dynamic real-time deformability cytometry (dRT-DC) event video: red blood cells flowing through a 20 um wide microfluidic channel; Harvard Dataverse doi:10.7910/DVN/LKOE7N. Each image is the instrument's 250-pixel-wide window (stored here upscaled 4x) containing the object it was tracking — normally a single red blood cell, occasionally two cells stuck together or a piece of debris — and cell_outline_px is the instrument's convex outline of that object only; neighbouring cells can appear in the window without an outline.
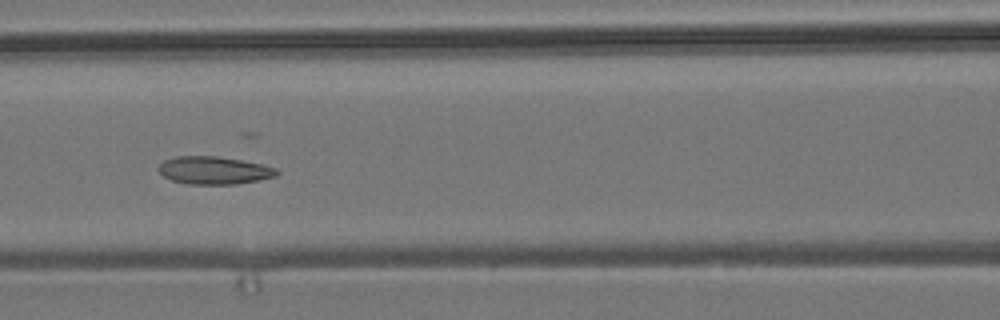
{"species": "common noctule bat (a hibernating species)", "species_latin": "Nyctalus noctula", "temperature_condition": "room temperature", "stored_images_in_passage": 10, "camera_frame_rate_fps": 3000, "um_per_image_px": 0.085, "animal": {"sex": "male", "body_mass_g": 19.2, "forearm_length_mm": 51.8}, "frame": {"image": 1, "passage_image": 6, "time_ms": 6.0, "image_size_px": [1000, 320], "cell_outline_px": [[280, 172], [276, 176], [236, 184], [188, 184], [172, 180], [164, 176], [160, 172], [160, 164], [164, 160], [176, 156], [216, 156], [240, 160], [260, 164], [276, 168]], "centroid_in_image_um": [18.19, 14.48], "position_along_channel_um": 148.4, "area_um2": 18.84}}
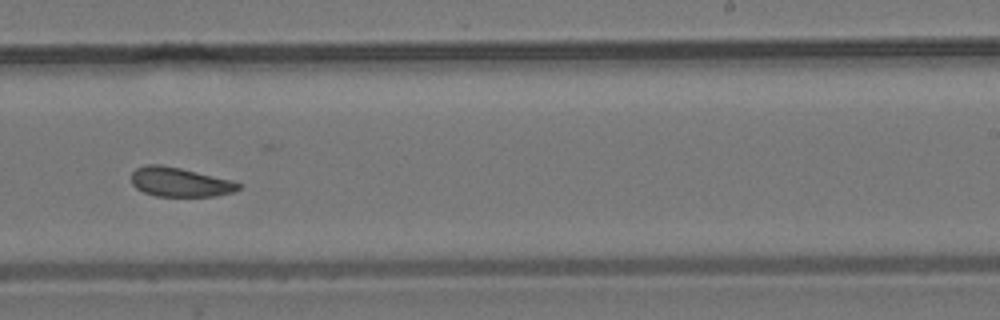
{"frame": {"image": 2, "passage_image": 9, "time_ms": 9.333, "image_size_px": [1000, 320], "cell_outline_px": [[240, 188], [232, 192], [216, 196], [156, 196], [144, 192], [136, 188], [132, 184], [132, 172], [136, 168], [144, 164], [160, 164], [180, 168], [232, 180], [240, 184]], "centroid_in_image_um": [15.26, 15.47], "position_along_channel_um": 273.7, "area_um2": 18.21}}
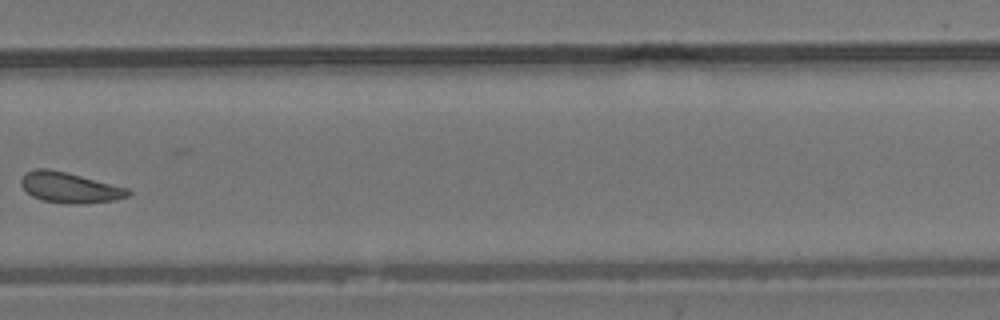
{"frame": {"image": 3, "passage_image": 10, "time_ms": 10.667, "image_size_px": [1000, 320], "cell_outline_px": [[132, 192], [128, 196], [116, 200], [84, 204], [68, 204], [44, 200], [32, 196], [20, 184], [20, 180], [24, 172], [40, 168], [48, 168], [68, 172], [128, 188]], "centroid_in_image_um": [5.93, 15.94], "position_along_channel_um": 323.9, "area_um2": 19.19}}